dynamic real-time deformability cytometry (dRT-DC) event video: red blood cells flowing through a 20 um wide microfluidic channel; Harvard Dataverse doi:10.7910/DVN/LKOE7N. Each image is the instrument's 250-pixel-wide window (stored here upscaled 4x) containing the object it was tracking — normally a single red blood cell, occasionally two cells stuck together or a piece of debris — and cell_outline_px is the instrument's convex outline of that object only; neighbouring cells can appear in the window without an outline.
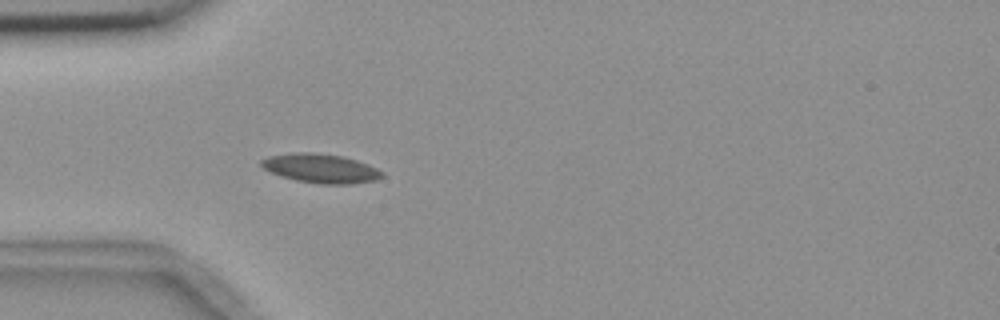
{"species": "common noctule bat (a hibernating species)", "species_latin": "Nyctalus noctula", "temperature_condition": "room temperature", "stored_images_in_passage": 49, "camera_frame_rate_fps": 3000, "um_per_image_px": 0.085, "animal": {"sex": "female", "body_mass_g": 18.4}, "frame": {"image": 1, "passage_image": 10, "time_ms": 3.0, "image_size_px": [1000, 320], "cell_outline_px": [[384, 176], [376, 180], [352, 184], [320, 184], [296, 180], [280, 176], [264, 168], [260, 164], [260, 160], [268, 156], [292, 152], [312, 152], [344, 156], [368, 164], [384, 172]], "centroid_in_image_um": [27.27, 14.31], "position_along_channel_um": 57.7, "area_um2": 20.63}}
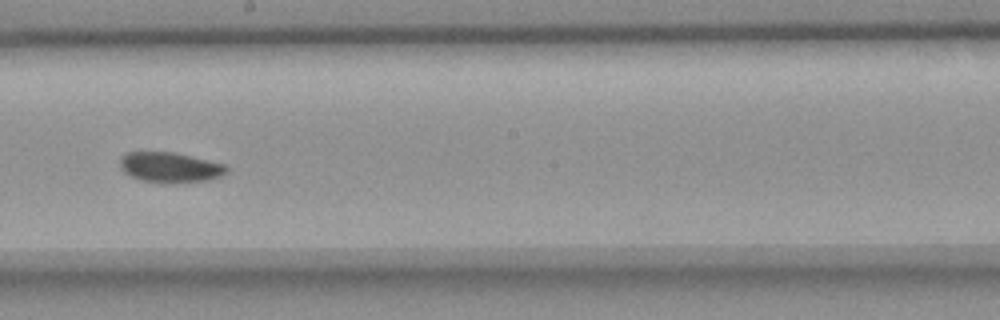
{"frame": {"image": 2, "passage_image": 25, "time_ms": 8.0, "image_size_px": [1000, 320], "cell_outline_px": [[228, 172], [220, 176], [208, 180], [176, 184], [164, 184], [140, 180], [124, 172], [120, 168], [120, 156], [128, 152], [172, 152], [224, 164], [228, 168]], "centroid_in_image_um": [14.43, 14.25], "position_along_channel_um": 233.8, "area_um2": 18.96}}
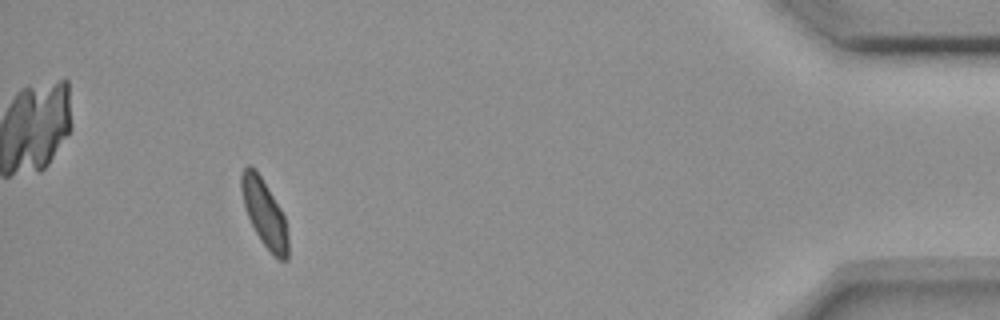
{"frame": {"image": 3, "passage_image": 45, "time_ms": 14.667, "image_size_px": [1000, 320], "cell_outline_px": [[288, 260], [280, 260], [260, 240], [248, 216], [244, 204], [240, 188], [240, 172], [248, 164], [252, 164], [256, 168], [280, 208], [284, 216], [288, 232]], "centroid_in_image_um": [22.46, 18.05], "position_along_channel_um": 412.7, "area_um2": 18.21}, "authors_computed_cell_mechanics": {"area_um2": 18.9584, "velocity_mm_per_s": 3.6144, "shape_relaxation_time_tau1_ms": 8.0068, "shape_relaxation_time_tau2_ms": null, "deformation_change_tau1": 0.1229, "deformation_change_tau2": null}}